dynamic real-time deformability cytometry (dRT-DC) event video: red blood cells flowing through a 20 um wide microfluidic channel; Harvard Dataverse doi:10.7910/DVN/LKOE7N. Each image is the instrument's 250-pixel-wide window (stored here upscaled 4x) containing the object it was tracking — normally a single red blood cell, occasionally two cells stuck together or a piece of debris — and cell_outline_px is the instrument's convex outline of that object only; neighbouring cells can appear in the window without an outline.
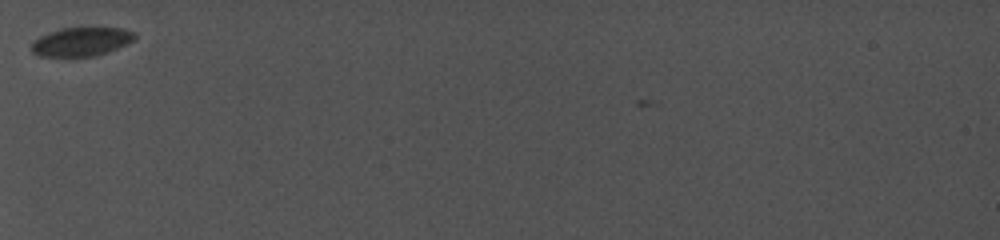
{"species": "common noctule bat (a hibernating species)", "species_latin": "Nyctalus noctula", "temperature_condition": "cold", "stored_images_in_passage": 35, "camera_frame_rate_fps": 5000, "um_per_image_px": 0.085, "animal": {"sex": "female", "body_mass_g": 19.0, "forearm_length_mm": 56.7}, "frame": {"image": 1, "passage_image": 7, "time_ms": 1.2, "image_size_px": [1000, 240], "cell_outline_px": [[136, 36], [132, 40], [108, 52], [92, 56], [40, 56], [32, 52], [28, 48], [40, 36], [48, 32], [60, 28], [120, 28], [136, 32]], "centroid_in_image_um": [6.87, 3.54], "position_along_channel_um": 78.1, "area_um2": 17.11}}
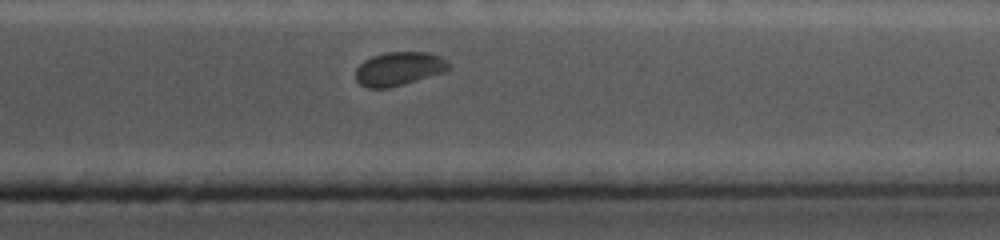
{"frame": {"image": 2, "passage_image": 31, "time_ms": 9.2, "image_size_px": [1000, 240], "cell_outline_px": [[452, 68], [444, 72], [388, 88], [368, 88], [360, 84], [356, 80], [356, 68], [364, 60], [372, 56], [384, 52], [428, 52], [440, 56], [448, 60], [452, 64]], "centroid_in_image_um": [33.94, 5.83], "position_along_channel_um": 377.5, "area_um2": 18.38}}
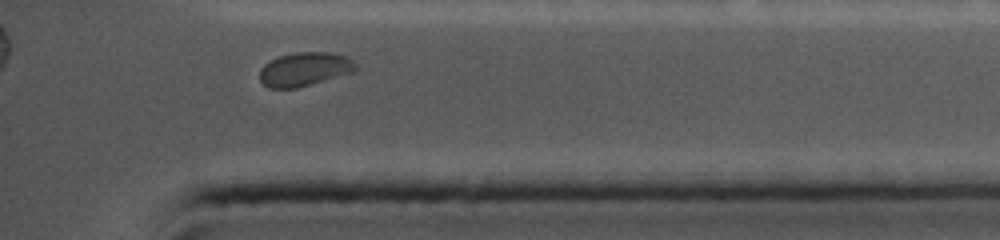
{"frame": {"image": 3, "passage_image": 33, "time_ms": 10.0, "image_size_px": [1000, 240], "cell_outline_px": [[356, 68], [352, 72], [296, 88], [268, 88], [260, 80], [260, 68], [264, 64], [280, 56], [296, 52], [332, 52], [344, 56], [352, 60], [356, 64]], "centroid_in_image_um": [25.86, 5.87], "position_along_channel_um": 409.3, "area_um2": 18.61}, "authors_computed_cell_mechanics": {"area_um2": 18.6694, "velocity_mm_per_s": 3.8751, "shape_relaxation_time_tau1_ms": 1.3459, "shape_relaxation_time_tau2_ms": null, "deformation_change_tau1": 0.0626, "deformation_change_tau2": null}}